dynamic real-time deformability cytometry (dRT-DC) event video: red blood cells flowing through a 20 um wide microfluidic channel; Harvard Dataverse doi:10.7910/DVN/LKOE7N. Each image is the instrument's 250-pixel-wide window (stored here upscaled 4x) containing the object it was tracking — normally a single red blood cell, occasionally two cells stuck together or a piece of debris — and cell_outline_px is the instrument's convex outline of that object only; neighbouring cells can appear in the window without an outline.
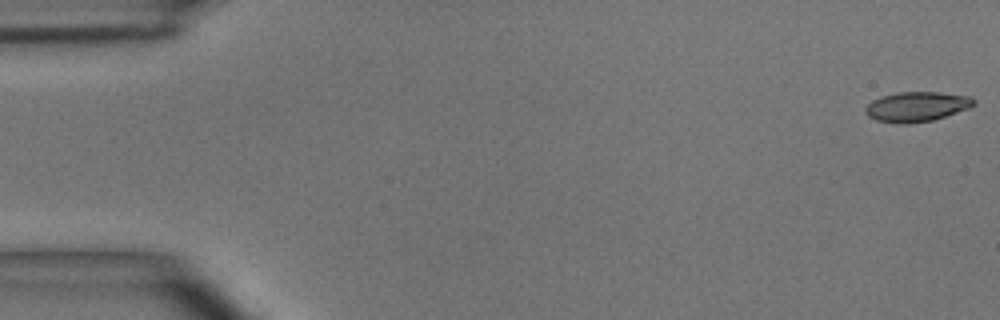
{"species": "common noctule bat (a hibernating species)", "species_latin": "Nyctalus noctula", "temperature_condition": "room temperature", "stored_images_in_passage": 46, "camera_frame_rate_fps": 3000, "um_per_image_px": 0.085, "animal": {"sex": "male", "body_mass_g": 15.6}, "frame": {"image": 1, "passage_image": 1, "time_ms": 0.0, "image_size_px": [1000, 320], "cell_outline_px": [[976, 104], [968, 108], [932, 120], [904, 124], [876, 120], [868, 116], [864, 112], [864, 108], [872, 100], [880, 96], [896, 92], [940, 92], [972, 96], [976, 100]], "centroid_in_image_um": [77.91, 9.04], "position_along_channel_um": 7.1, "area_um2": 18.9}}
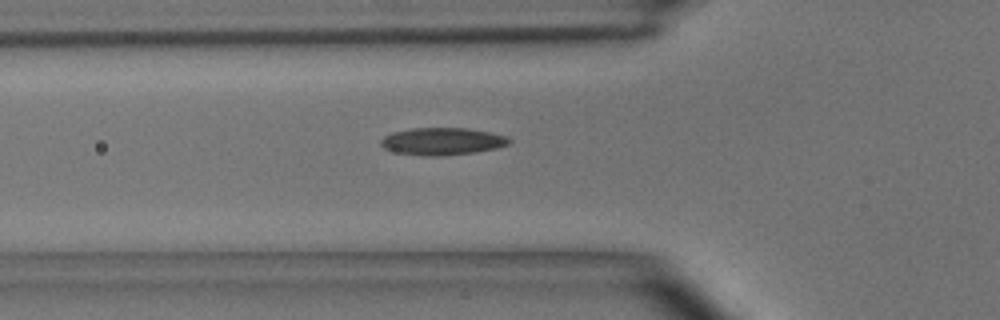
{"frame": {"image": 2, "passage_image": 17, "time_ms": 5.333, "image_size_px": [1000, 320], "cell_outline_px": [[512, 140], [508, 144], [496, 148], [476, 152], [440, 156], [424, 156], [396, 152], [384, 148], [380, 144], [380, 140], [384, 136], [392, 132], [412, 128], [468, 128], [492, 132], [508, 136]], "centroid_in_image_um": [37.61, 12.01], "position_along_channel_um": 88.2, "area_um2": 20.58}}
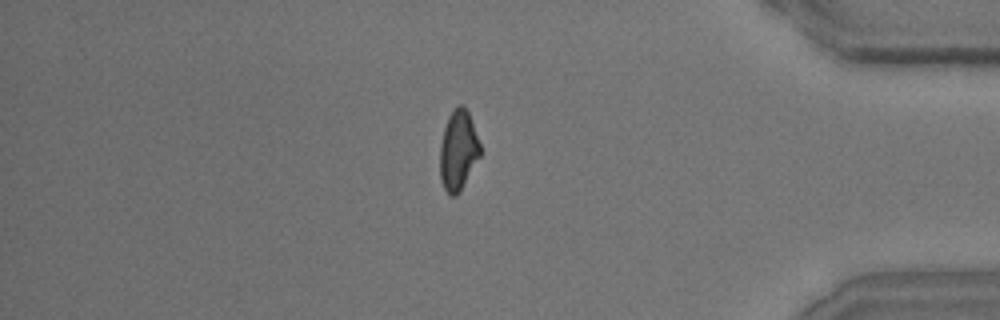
{"frame": {"image": 3, "passage_image": 42, "time_ms": 13.667, "image_size_px": [1000, 320], "cell_outline_px": [[480, 156], [460, 192], [456, 196], [452, 196], [444, 188], [440, 180], [440, 144], [444, 128], [448, 116], [456, 104], [464, 104], [468, 112], [480, 144]], "centroid_in_image_um": [38.94, 12.76], "position_along_channel_um": 396.3, "area_um2": 18.79}}